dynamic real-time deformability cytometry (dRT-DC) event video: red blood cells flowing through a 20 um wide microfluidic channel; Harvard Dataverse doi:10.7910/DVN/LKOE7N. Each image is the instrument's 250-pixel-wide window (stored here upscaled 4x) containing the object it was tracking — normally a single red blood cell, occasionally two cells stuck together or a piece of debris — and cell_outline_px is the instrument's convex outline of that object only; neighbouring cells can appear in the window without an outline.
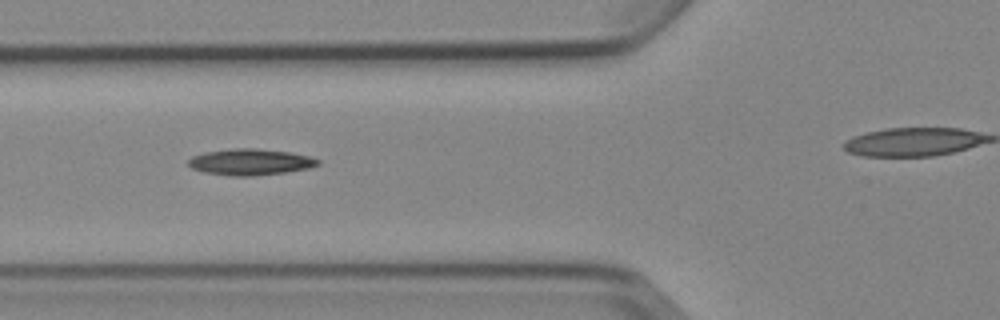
{"species": "Egyptian fruit bat (a non-hibernating species)", "species_latin": "Rousettus aegyptiacus", "temperature_condition": "cold", "stored_images_in_passage": 7, "camera_frame_rate_fps": 3000, "um_per_image_px": 0.085, "animal": {"sex": "female"}, "frame": {"image": 1, "passage_image": 4, "time_ms": 3.333, "image_size_px": [1000, 320], "cell_outline_px": [[320, 164], [308, 168], [284, 172], [252, 176], [232, 176], [204, 172], [192, 168], [188, 164], [188, 160], [192, 156], [204, 152], [232, 148], [256, 148], [288, 152], [308, 156], [320, 160]], "centroid_in_image_um": [21.25, 13.76], "position_along_channel_um": 104.6, "area_um2": 19.71}}
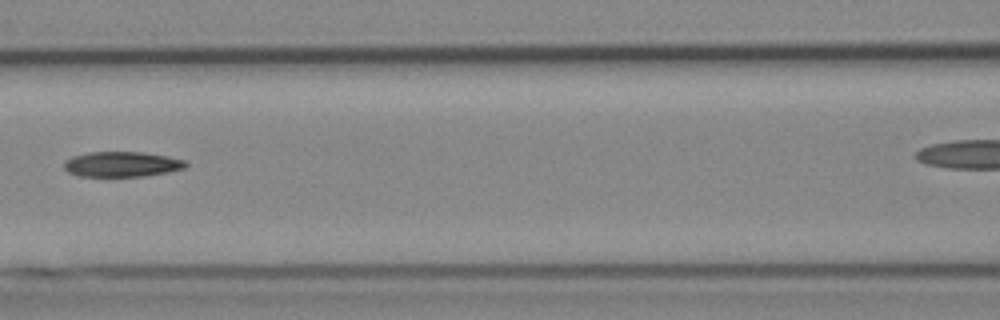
{"frame": {"image": 2, "passage_image": 5, "time_ms": 4.667, "image_size_px": [1000, 320], "cell_outline_px": [[188, 164], [184, 168], [168, 172], [144, 176], [76, 176], [68, 172], [64, 168], [64, 160], [72, 156], [88, 152], [144, 152], [168, 156], [184, 160]], "centroid_in_image_um": [10.33, 13.95], "position_along_channel_um": 156.3, "area_um2": 17.98}}
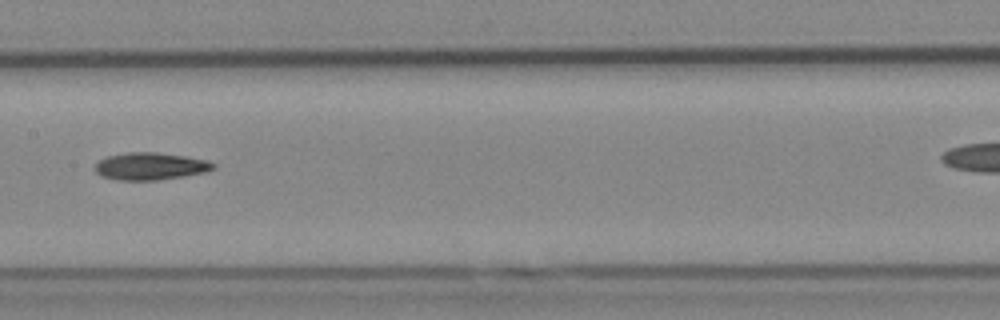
{"frame": {"image": 3, "passage_image": 6, "time_ms": 5.667, "image_size_px": [1000, 320], "cell_outline_px": [[216, 168], [204, 172], [184, 176], [156, 180], [116, 180], [100, 176], [92, 168], [104, 156], [128, 152], [156, 152], [184, 156], [208, 160], [216, 164]], "centroid_in_image_um": [12.74, 14.13], "position_along_channel_um": 194.7, "area_um2": 19.02}}